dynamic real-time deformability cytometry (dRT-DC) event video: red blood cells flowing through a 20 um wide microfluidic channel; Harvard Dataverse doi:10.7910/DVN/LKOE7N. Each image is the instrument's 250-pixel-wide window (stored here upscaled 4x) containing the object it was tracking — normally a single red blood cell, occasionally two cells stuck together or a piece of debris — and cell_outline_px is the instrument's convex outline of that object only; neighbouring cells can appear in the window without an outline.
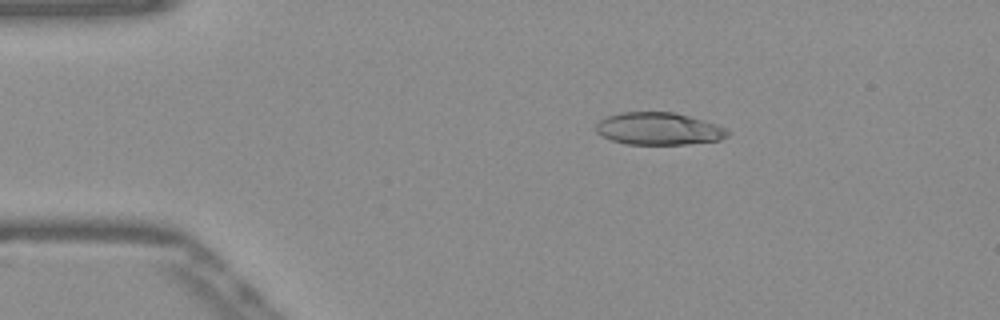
{"species": "Egyptian fruit bat (a non-hibernating species)", "species_latin": "Rousettus aegyptiacus", "temperature_condition": "warm", "stored_images_in_passage": 52, "camera_frame_rate_fps": 3000, "um_per_image_px": 0.085, "frame": {"image": 1, "passage_image": 9, "time_ms": 2.667, "image_size_px": [1000, 320], "cell_outline_px": [[732, 132], [728, 136], [720, 140], [688, 144], [624, 144], [612, 140], [596, 132], [596, 124], [600, 120], [608, 116], [620, 112], [672, 112], [704, 120], [716, 124]], "centroid_in_image_um": [56.01, 10.94], "position_along_channel_um": 29.0, "area_um2": 24.8}}
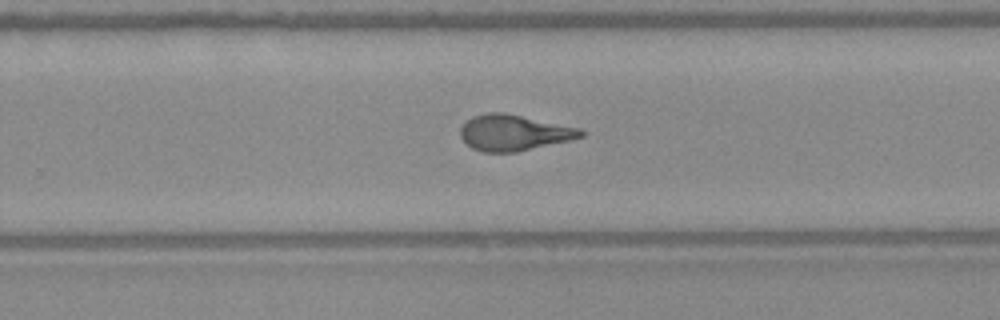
{"frame": {"image": 2, "passage_image": 33, "time_ms": 10.667, "image_size_px": [1000, 320], "cell_outline_px": [[584, 136], [568, 140], [516, 152], [484, 152], [472, 148], [460, 136], [460, 128], [472, 116], [488, 112], [504, 112], [580, 128], [584, 132]], "centroid_in_image_um": [43.65, 11.27], "position_along_channel_um": 286.1, "area_um2": 24.91}}
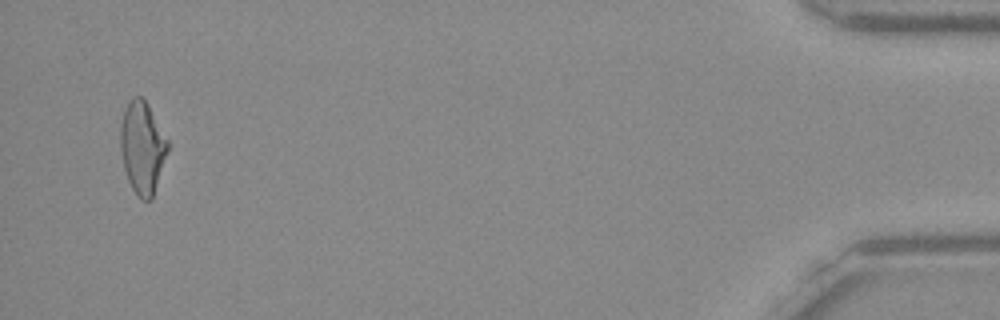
{"frame": {"image": 3, "passage_image": 50, "time_ms": 16.333, "image_size_px": [1000, 320], "cell_outline_px": [[168, 152], [152, 200], [140, 200], [132, 188], [128, 180], [124, 168], [120, 148], [120, 124], [128, 100], [132, 96], [140, 96], [148, 104], [168, 140]], "centroid_in_image_um": [12.1, 12.54], "position_along_channel_um": 423.1, "area_um2": 25.55}, "authors_computed_cell_mechanics": {"area_um2": 25.3742, "velocity_mm_per_s": 3.8902, "shape_relaxation_time_tau1_ms": null, "shape_relaxation_time_tau2_ms": 1.3141, "deformation_change_tau1": null, "deformation_change_tau2": 0.09}}